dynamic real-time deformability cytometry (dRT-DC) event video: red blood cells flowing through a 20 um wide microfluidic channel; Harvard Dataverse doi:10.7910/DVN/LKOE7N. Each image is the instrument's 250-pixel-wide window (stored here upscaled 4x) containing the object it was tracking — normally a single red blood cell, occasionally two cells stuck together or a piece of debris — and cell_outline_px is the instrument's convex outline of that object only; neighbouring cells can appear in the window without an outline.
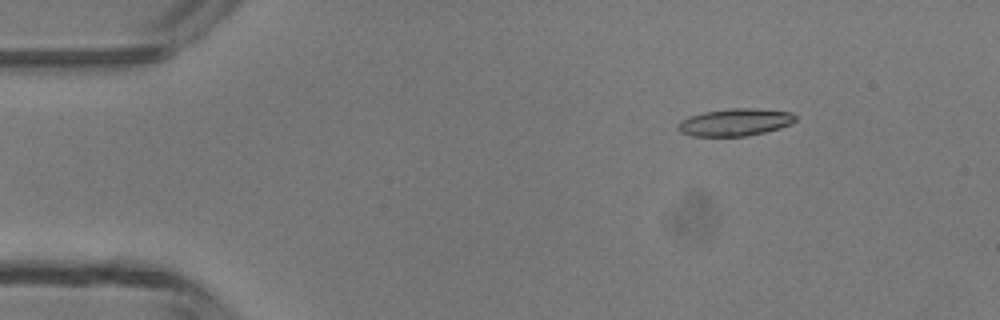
{"species": "common noctule bat (a hibernating species)", "species_latin": "Nyctalus noctula", "temperature_condition": "room temperature", "stored_images_in_passage": 5, "segment_of_instrument_passage": [2, 2], "camera_frame_rate_fps": 3000, "um_per_image_px": 0.085, "animal": {"sex": "male", "body_mass_g": 13.3}, "frame": {"image": 1, "passage_image": 5, "time_ms": 5.333, "image_size_px": [1000, 320], "cell_outline_px": [[796, 120], [780, 128], [748, 136], [692, 136], [680, 132], [676, 128], [676, 124], [680, 120], [688, 116], [704, 112], [732, 108], [756, 108], [792, 112], [796, 116]], "centroid_in_image_um": [62.44, 10.39], "position_along_channel_um": 22.6, "area_um2": 18.84}}